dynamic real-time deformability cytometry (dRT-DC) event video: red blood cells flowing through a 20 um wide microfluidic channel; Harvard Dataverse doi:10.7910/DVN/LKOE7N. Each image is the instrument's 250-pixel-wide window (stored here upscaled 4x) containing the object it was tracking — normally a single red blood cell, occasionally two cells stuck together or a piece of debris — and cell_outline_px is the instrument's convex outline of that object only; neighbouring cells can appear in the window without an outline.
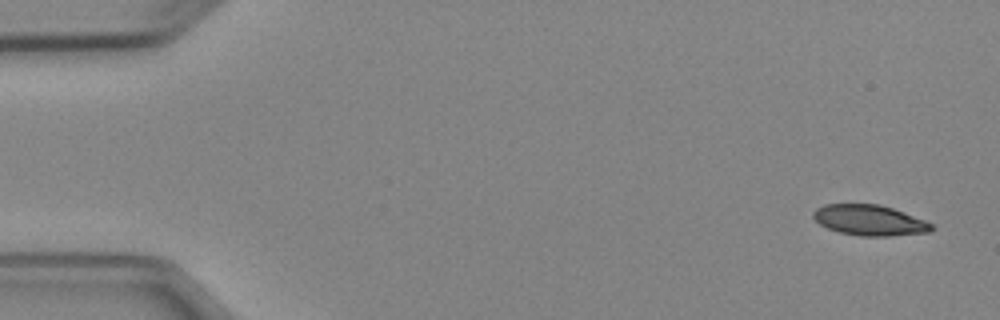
{"species": "Egyptian fruit bat (a non-hibernating species)", "species_latin": "Rousettus aegyptiacus", "temperature_condition": "cold", "stored_images_in_passage": 8, "camera_frame_rate_fps": 3000, "um_per_image_px": 0.085, "animal": {"sex": "female"}, "frame": {"image": 1, "passage_image": 1, "time_ms": 0.0, "image_size_px": [1000, 320], "cell_outline_px": [[936, 228], [932, 232], [888, 236], [860, 236], [840, 232], [828, 228], [820, 224], [812, 216], [812, 212], [816, 208], [824, 204], [880, 204], [904, 212], [924, 220], [932, 224]], "centroid_in_image_um": [73.93, 18.72], "position_along_channel_um": 11.1, "area_um2": 21.15}}
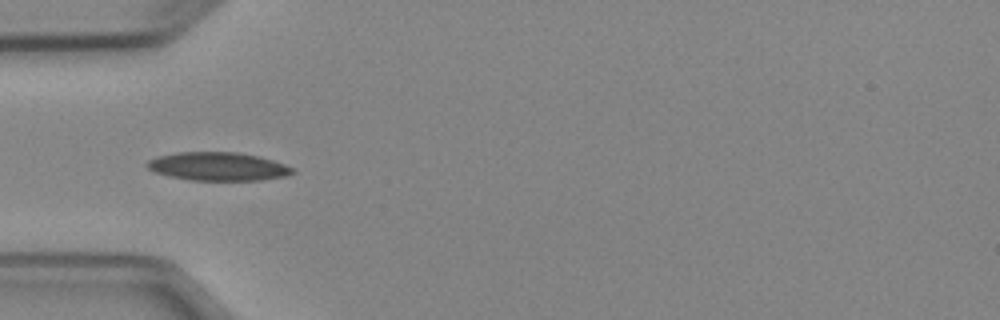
{"frame": {"image": 2, "passage_image": 5, "time_ms": 4.667, "image_size_px": [1000, 320], "cell_outline_px": [[296, 172], [288, 176], [260, 180], [192, 180], [168, 176], [156, 172], [148, 168], [144, 164], [148, 160], [156, 156], [176, 152], [236, 152], [256, 156], [272, 160], [284, 164], [292, 168]], "centroid_in_image_um": [18.5, 14.15], "position_along_channel_um": 66.5, "area_um2": 24.04}}
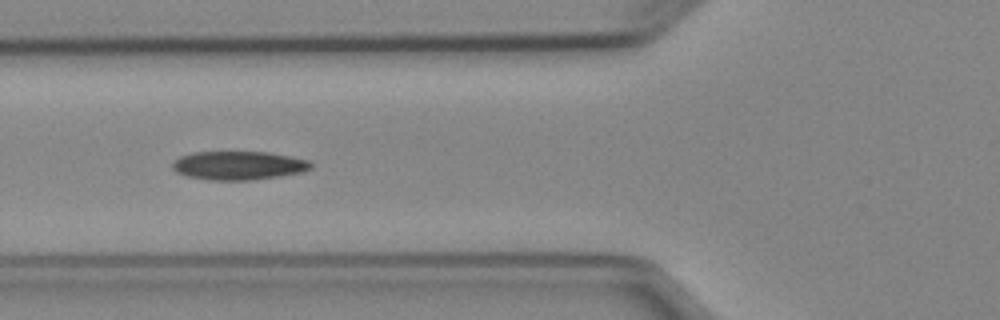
{"frame": {"image": 3, "passage_image": 6, "time_ms": 5.667, "image_size_px": [1000, 320], "cell_outline_px": [[312, 168], [304, 172], [280, 176], [252, 180], [208, 180], [188, 176], [176, 172], [172, 168], [172, 160], [180, 156], [192, 152], [268, 152], [308, 160], [312, 164]], "centroid_in_image_um": [20.26, 14.07], "position_along_channel_um": 105.5, "area_um2": 23.24}}